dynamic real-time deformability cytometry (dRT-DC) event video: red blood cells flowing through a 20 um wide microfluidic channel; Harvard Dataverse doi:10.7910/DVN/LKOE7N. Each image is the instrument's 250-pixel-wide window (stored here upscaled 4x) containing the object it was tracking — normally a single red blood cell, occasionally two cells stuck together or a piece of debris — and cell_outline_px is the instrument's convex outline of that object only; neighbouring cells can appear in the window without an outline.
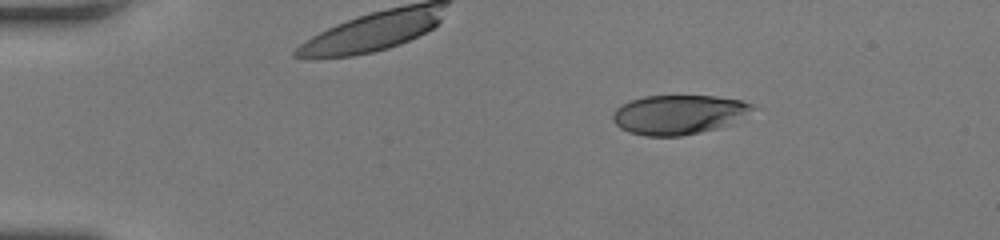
{"species": "human", "species_latin": "Homo sapiens", "temperature_condition": "room temperature", "stored_images_in_passage": 41, "camera_frame_rate_fps": 3000, "um_per_image_px": 0.085, "donor": {"sex": "female"}, "frame": {"image": 1, "passage_image": 1, "time_ms": 0.0, "image_size_px": [1000, 240], "cell_outline_px": [[752, 108], [732, 124], [700, 132], [680, 136], [644, 136], [620, 128], [612, 120], [612, 112], [616, 108], [632, 100], [644, 96], [716, 96], [740, 100], [752, 104]], "centroid_in_image_um": [57.63, 9.74], "position_along_channel_um": 27.4, "area_um2": 31.67}}
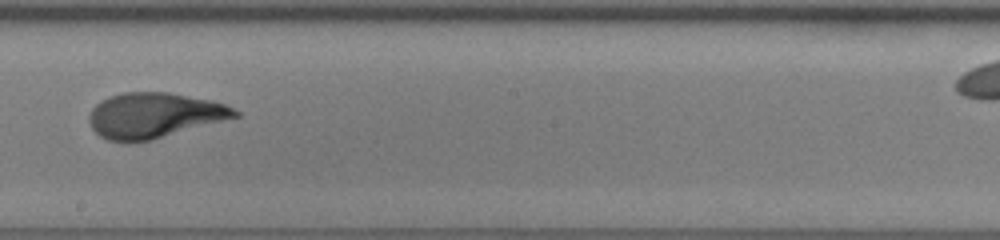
{"frame": {"image": 2, "passage_image": 24, "time_ms": 7.667, "image_size_px": [1000, 240], "cell_outline_px": [[240, 116], [148, 140], [128, 144], [108, 140], [100, 136], [92, 128], [88, 120], [88, 116], [92, 108], [96, 104], [112, 96], [124, 92], [168, 92], [212, 100], [224, 104], [240, 112]], "centroid_in_image_um": [13.07, 9.81], "position_along_channel_um": 235.1, "area_um2": 38.21}}
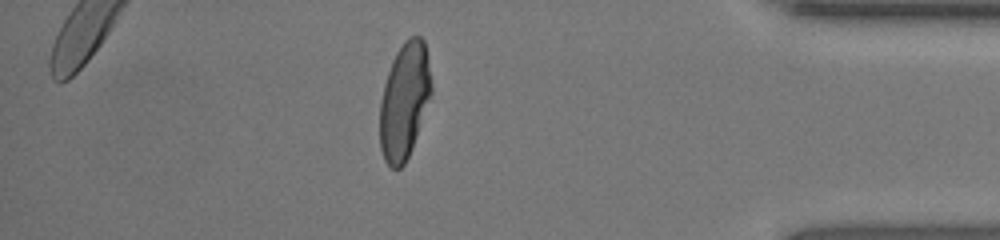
{"frame": {"image": 3, "passage_image": 39, "time_ms": 12.667, "image_size_px": [1000, 240], "cell_outline_px": [[432, 96], [412, 148], [404, 164], [400, 168], [392, 168], [384, 160], [380, 148], [380, 104], [384, 84], [392, 60], [396, 52], [404, 40], [408, 36], [420, 36], [424, 40], [428, 56], [432, 84]], "centroid_in_image_um": [34.39, 8.55], "position_along_channel_um": 400.8, "area_um2": 35.2}}